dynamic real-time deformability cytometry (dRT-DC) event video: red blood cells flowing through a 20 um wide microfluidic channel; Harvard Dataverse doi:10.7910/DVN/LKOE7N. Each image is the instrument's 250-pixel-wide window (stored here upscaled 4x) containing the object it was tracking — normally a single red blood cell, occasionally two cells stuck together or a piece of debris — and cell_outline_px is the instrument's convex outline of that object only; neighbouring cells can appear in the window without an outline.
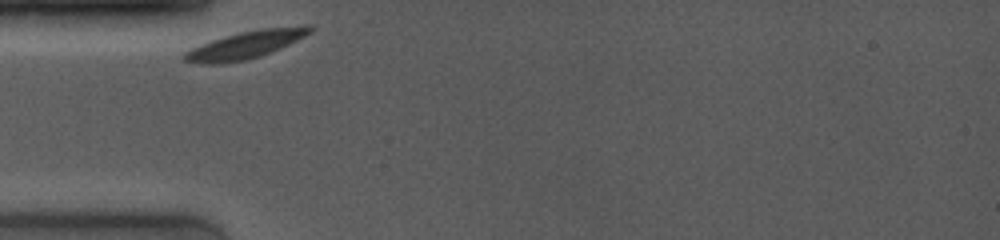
{"species": "common noctule bat (a hibernating species)", "species_latin": "Nyctalus noctula", "temperature_condition": "room temperature", "stored_images_in_passage": 2, "camera_frame_rate_fps": 4000, "um_per_image_px": 0.085, "animal": {"sex": "female", "body_mass_g": 19.0, "forearm_length_mm": 53.3}, "frame": {"image": 1, "passage_image": 1, "time_ms": 0.0, "image_size_px": [1000, 240], "cell_outline_px": [[312, 32], [280, 48], [260, 56], [244, 60], [220, 64], [204, 64], [184, 60], [180, 56], [184, 52], [192, 48], [212, 40], [224, 36], [240, 32], [260, 28], [304, 24], [312, 24]], "centroid_in_image_um": [20.9, 3.78], "position_along_channel_um": 64.1, "area_um2": 20.23}}